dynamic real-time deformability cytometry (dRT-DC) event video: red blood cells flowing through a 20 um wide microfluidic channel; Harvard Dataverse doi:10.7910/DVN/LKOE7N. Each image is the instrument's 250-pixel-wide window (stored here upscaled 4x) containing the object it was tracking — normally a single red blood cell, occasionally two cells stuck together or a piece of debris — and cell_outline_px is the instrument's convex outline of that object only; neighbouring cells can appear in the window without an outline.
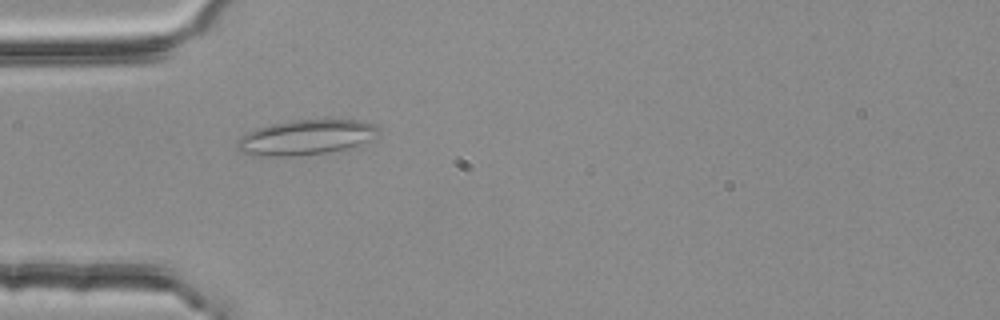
{"species": "common noctule bat (a hibernating species)", "species_latin": "Nyctalus noctula", "temperature_condition": "room temperature", "stored_images_in_passage": 44, "camera_frame_rate_fps": 3000, "um_per_image_px": 0.085, "animal": {"sex": "female", "body_mass_g": 25.1}, "frame": {"image": 1, "passage_image": 6, "time_ms": 1.667, "image_size_px": [1000, 320], "cell_outline_px": [[376, 128], [364, 140], [356, 144], [344, 148], [324, 152], [296, 156], [260, 156], [240, 152], [236, 148], [236, 140], [240, 136], [256, 128], [272, 124], [292, 120], [360, 120], [372, 124]], "centroid_in_image_um": [25.79, 11.67], "position_along_channel_um": 59.2, "area_um2": 27.86}}
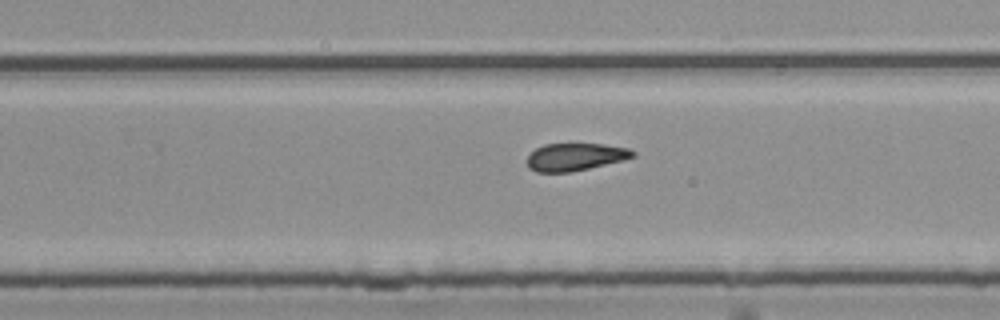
{"frame": {"image": 2, "passage_image": 24, "time_ms": 7.667, "image_size_px": [1000, 320], "cell_outline_px": [[636, 156], [624, 160], [588, 168], [568, 172], [536, 172], [528, 168], [528, 156], [536, 148], [544, 144], [600, 144], [628, 148], [636, 152]], "centroid_in_image_um": [48.9, 13.33], "position_along_channel_um": 280.9, "area_um2": 16.82}}
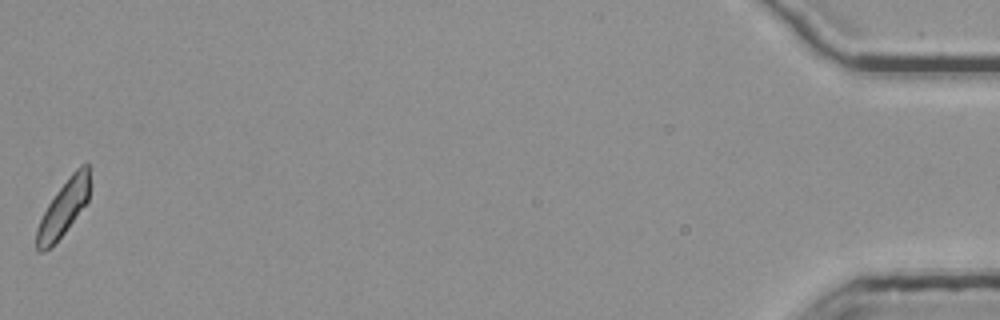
{"frame": {"image": 3, "passage_image": 44, "time_ms": 14.333, "image_size_px": [1000, 320], "cell_outline_px": [[88, 200], [64, 232], [44, 252], [40, 252], [36, 248], [36, 228], [48, 204], [56, 192], [68, 176], [80, 164], [88, 164]], "centroid_in_image_um": [5.36, 17.68], "position_along_channel_um": 429.8, "area_um2": 16.59}, "authors_computed_cell_mechanics": {"area_um2": 17.8313, "velocity_mm_per_s": 3.7543, "shape_relaxation_time_tau1_ms": null, "shape_relaxation_time_tau2_ms": 3.6441, "deformation_change_tau1": null, "deformation_change_tau2": 0.1045}}